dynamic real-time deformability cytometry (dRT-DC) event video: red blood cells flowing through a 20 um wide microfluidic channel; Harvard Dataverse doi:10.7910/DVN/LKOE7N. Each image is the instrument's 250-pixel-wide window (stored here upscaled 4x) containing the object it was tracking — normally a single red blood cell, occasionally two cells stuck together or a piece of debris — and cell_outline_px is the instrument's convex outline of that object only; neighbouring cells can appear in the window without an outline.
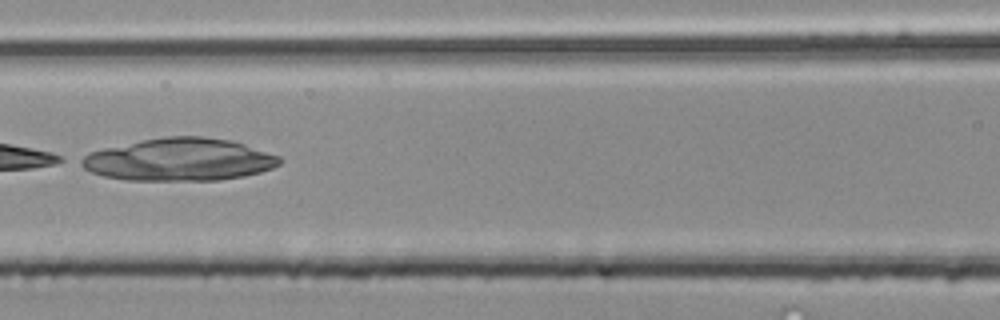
{"species": "common noctule bat (a hibernating species)", "species_latin": "Nyctalus noctula", "temperature_condition": "room temperature", "stored_images_in_passage": 4, "camera_frame_rate_fps": 3000, "um_per_image_px": 0.085, "animal": {"sex": "male", "body_mass_g": 20.4}, "frame": {"image": 1, "passage_image": 4, "time_ms": 1.0, "image_size_px": [1000, 320], "cell_outline_px": [[284, 160], [280, 164], [272, 168], [260, 172], [244, 176], [220, 180], [128, 180], [104, 176], [92, 172], [84, 168], [76, 160], [88, 152], [104, 148], [164, 136], [200, 136], [228, 140], [244, 144], [280, 156]], "centroid_in_image_um": [15.23, 13.57], "position_along_channel_um": 151.4, "area_um2": 49.19}}